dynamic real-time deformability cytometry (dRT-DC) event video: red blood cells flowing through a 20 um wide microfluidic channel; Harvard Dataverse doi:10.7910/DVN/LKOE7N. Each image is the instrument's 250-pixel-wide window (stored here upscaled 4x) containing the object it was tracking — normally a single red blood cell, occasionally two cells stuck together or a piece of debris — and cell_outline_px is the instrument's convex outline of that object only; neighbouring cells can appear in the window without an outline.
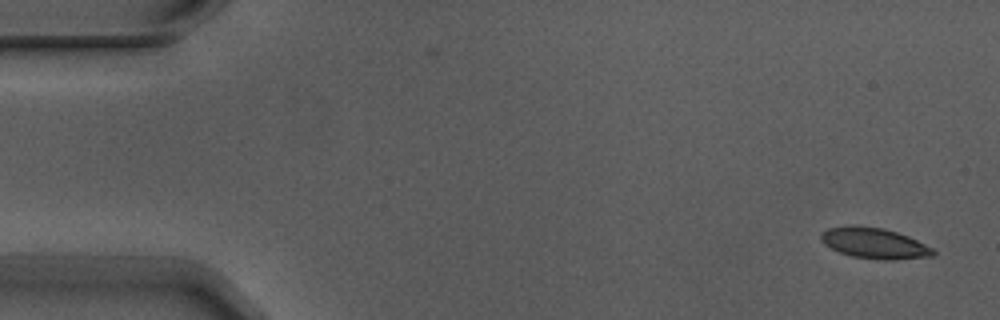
{"species": "Egyptian fruit bat (a non-hibernating species)", "species_latin": "Rousettus aegyptiacus", "temperature_condition": "warm", "stored_images_in_passage": 5, "camera_frame_rate_fps": 3000, "um_per_image_px": 0.085, "animal": {"sex": "male"}, "frame": {"image": 1, "passage_image": 1, "time_ms": 0.0, "image_size_px": [1000, 320], "cell_outline_px": [[936, 252], [932, 256], [896, 260], [880, 260], [852, 256], [840, 252], [824, 244], [820, 240], [820, 232], [828, 228], [852, 224], [884, 228], [908, 236], [932, 248]], "centroid_in_image_um": [74.28, 20.66], "position_along_channel_um": 10.7, "area_um2": 20.23}}
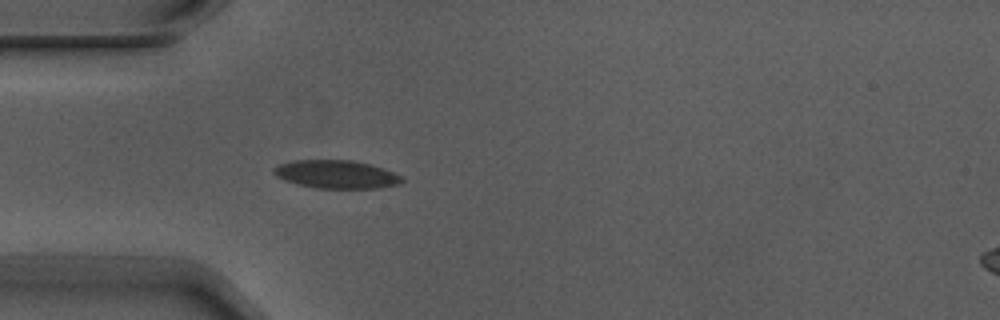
{"frame": {"image": 2, "passage_image": 5, "time_ms": 1.333, "image_size_px": [1000, 320], "cell_outline_px": [[404, 180], [400, 184], [380, 188], [316, 188], [284, 180], [276, 176], [272, 172], [272, 168], [280, 164], [292, 160], [352, 160], [384, 168], [400, 176]], "centroid_in_image_um": [28.57, 14.81], "position_along_channel_um": 56.4, "area_um2": 20.98}}